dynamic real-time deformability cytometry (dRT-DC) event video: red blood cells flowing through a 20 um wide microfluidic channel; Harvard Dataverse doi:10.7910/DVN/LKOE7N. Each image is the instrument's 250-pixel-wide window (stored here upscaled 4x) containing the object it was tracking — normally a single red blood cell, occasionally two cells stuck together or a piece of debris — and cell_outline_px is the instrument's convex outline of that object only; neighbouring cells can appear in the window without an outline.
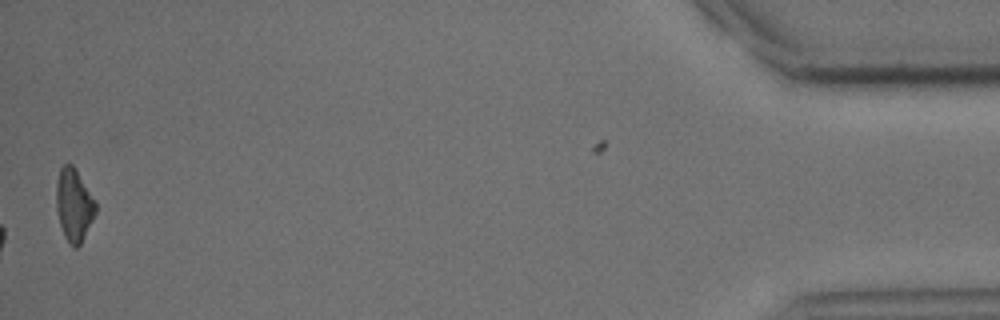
{"species": "common noctule bat (a hibernating species)", "species_latin": "Nyctalus noctula", "temperature_condition": "cold", "stored_images_in_passage": 37, "camera_frame_rate_fps": 3000, "um_per_image_px": 0.085, "animal": {"sex": "male", "body_mass_g": 15.6}, "frame": {"image": 1, "passage_image": 37, "time_ms": 12.0, "image_size_px": [1000, 320], "cell_outline_px": [[96, 212], [80, 244], [76, 248], [72, 248], [64, 236], [60, 224], [56, 208], [56, 184], [60, 168], [64, 164], [72, 164], [96, 200]], "centroid_in_image_um": [6.28, 17.42], "position_along_channel_um": 428.9, "area_um2": 16.59}, "authors_computed_cell_mechanics": {"area_um2": 16.8198, "velocity_mm_per_s": 4.0372, "shape_relaxation_time_tau1_ms": 2.5903, "shape_relaxation_time_tau2_ms": null, "deformation_change_tau1": 0.1304, "deformation_change_tau2": null}}